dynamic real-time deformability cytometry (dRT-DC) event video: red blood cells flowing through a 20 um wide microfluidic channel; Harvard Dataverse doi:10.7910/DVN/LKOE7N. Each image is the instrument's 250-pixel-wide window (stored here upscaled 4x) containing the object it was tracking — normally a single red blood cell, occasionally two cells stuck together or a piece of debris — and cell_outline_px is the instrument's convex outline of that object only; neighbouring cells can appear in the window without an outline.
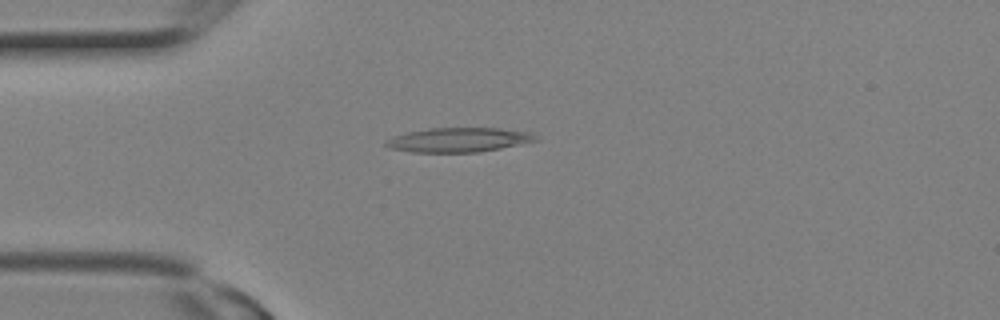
{"species": "Egyptian fruit bat (a non-hibernating species)", "species_latin": "Rousettus aegyptiacus", "temperature_condition": "room temperature", "stored_images_in_passage": 3, "camera_frame_rate_fps": 3000, "um_per_image_px": 0.085, "animal": {"sex": "female"}, "frame": {"image": 1, "passage_image": 2, "time_ms": 0.333, "image_size_px": [1000, 320], "cell_outline_px": [[540, 140], [480, 152], [412, 152], [392, 148], [384, 144], [384, 140], [392, 136], [408, 132], [428, 128], [500, 128], [532, 132]], "centroid_in_image_um": [39.0, 11.88], "position_along_channel_um": 46.0, "area_um2": 21.33}}